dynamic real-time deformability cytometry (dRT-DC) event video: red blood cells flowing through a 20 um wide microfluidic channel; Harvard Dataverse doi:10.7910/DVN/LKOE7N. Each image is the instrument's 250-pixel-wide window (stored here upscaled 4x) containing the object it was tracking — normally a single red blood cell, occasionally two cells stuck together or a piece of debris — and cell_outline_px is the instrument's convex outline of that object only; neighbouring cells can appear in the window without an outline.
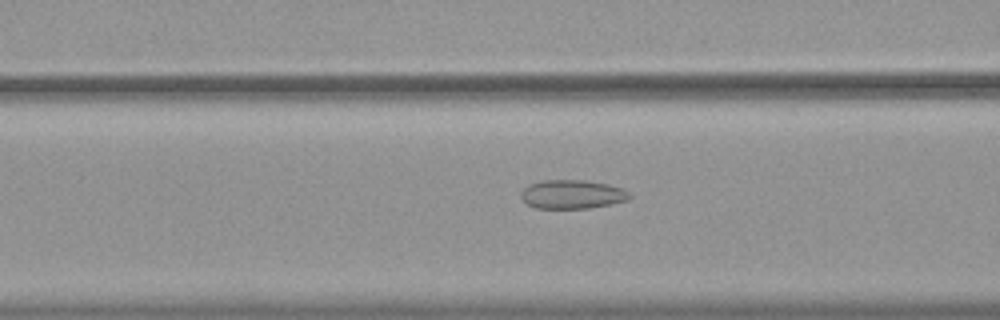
{"species": "common noctule bat (a hibernating species)", "species_latin": "Nyctalus noctula", "temperature_condition": "warm", "stored_images_in_passage": 55, "camera_frame_rate_fps": 3000, "um_per_image_px": 0.085, "animal": {"sex": "female", "body_mass_g": 19.9}, "frame": {"image": 1, "passage_image": 23, "time_ms": 7.333, "image_size_px": [1000, 320], "cell_outline_px": [[632, 196], [628, 200], [612, 204], [588, 208], [536, 208], [528, 204], [520, 196], [520, 192], [528, 184], [540, 180], [584, 180], [608, 184], [620, 188], [628, 192]], "centroid_in_image_um": [48.62, 16.51], "position_along_channel_um": 118.0, "area_um2": 18.26}}
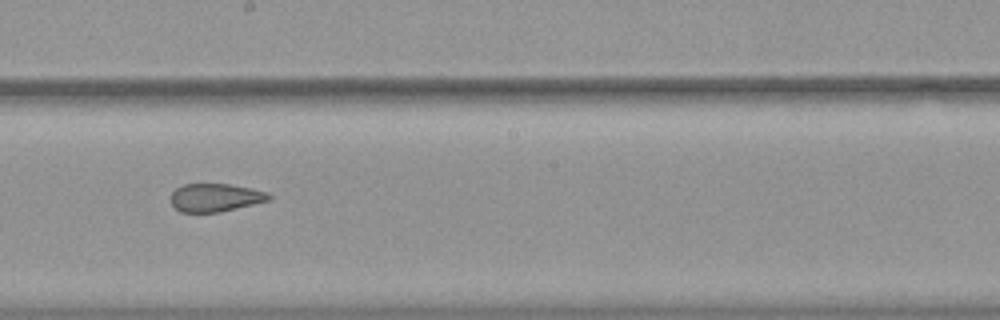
{"frame": {"image": 2, "passage_image": 32, "time_ms": 10.333, "image_size_px": [1000, 320], "cell_outline_px": [[272, 200], [220, 212], [180, 212], [172, 204], [172, 192], [176, 188], [184, 184], [228, 184], [252, 188], [268, 192], [272, 196]], "centroid_in_image_um": [18.35, 16.79], "position_along_channel_um": 229.8, "area_um2": 16.13}}
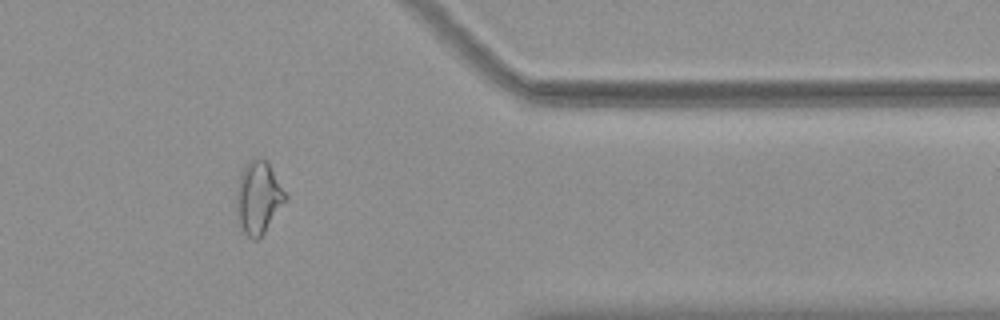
{"frame": {"image": 3, "passage_image": 46, "time_ms": 15.0, "image_size_px": [1000, 320], "cell_outline_px": [[288, 200], [264, 232], [256, 240], [252, 240], [244, 232], [240, 224], [236, 212], [236, 188], [240, 172], [256, 156], [264, 160], [268, 164], [288, 196]], "centroid_in_image_um": [21.96, 16.81], "position_along_channel_um": 389.4, "area_um2": 20.58}, "authors_computed_cell_mechanics": {"area_um2": 20.9236, "velocity_mm_per_s": 3.7433, "shape_relaxation_time_tau1_ms": null, "shape_relaxation_time_tau2_ms": 1.5516, "deformation_change_tau1": null, "deformation_change_tau2": 0.0872}}